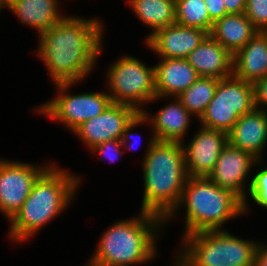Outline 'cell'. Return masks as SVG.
I'll return each mask as SVG.
<instances>
[{
    "label": "cell",
    "mask_w": 267,
    "mask_h": 266,
    "mask_svg": "<svg viewBox=\"0 0 267 266\" xmlns=\"http://www.w3.org/2000/svg\"><path fill=\"white\" fill-rule=\"evenodd\" d=\"M142 161V212L165 220L180 202L188 178L183 144L156 141L152 135Z\"/></svg>",
    "instance_id": "2"
},
{
    "label": "cell",
    "mask_w": 267,
    "mask_h": 266,
    "mask_svg": "<svg viewBox=\"0 0 267 266\" xmlns=\"http://www.w3.org/2000/svg\"><path fill=\"white\" fill-rule=\"evenodd\" d=\"M9 0H0V4H3L6 8L8 7Z\"/></svg>",
    "instance_id": "34"
},
{
    "label": "cell",
    "mask_w": 267,
    "mask_h": 266,
    "mask_svg": "<svg viewBox=\"0 0 267 266\" xmlns=\"http://www.w3.org/2000/svg\"><path fill=\"white\" fill-rule=\"evenodd\" d=\"M185 59L199 76L222 79L233 75V55L210 35Z\"/></svg>",
    "instance_id": "18"
},
{
    "label": "cell",
    "mask_w": 267,
    "mask_h": 266,
    "mask_svg": "<svg viewBox=\"0 0 267 266\" xmlns=\"http://www.w3.org/2000/svg\"><path fill=\"white\" fill-rule=\"evenodd\" d=\"M254 266H267V244L257 243Z\"/></svg>",
    "instance_id": "32"
},
{
    "label": "cell",
    "mask_w": 267,
    "mask_h": 266,
    "mask_svg": "<svg viewBox=\"0 0 267 266\" xmlns=\"http://www.w3.org/2000/svg\"><path fill=\"white\" fill-rule=\"evenodd\" d=\"M81 177L50 164L35 180L29 196L10 223L9 237L23 243L60 215L73 201Z\"/></svg>",
    "instance_id": "3"
},
{
    "label": "cell",
    "mask_w": 267,
    "mask_h": 266,
    "mask_svg": "<svg viewBox=\"0 0 267 266\" xmlns=\"http://www.w3.org/2000/svg\"><path fill=\"white\" fill-rule=\"evenodd\" d=\"M122 147L121 140H109L94 146L90 151H93L92 153H99L102 158L105 157L106 160L108 158L110 162H114L120 156V153H123Z\"/></svg>",
    "instance_id": "27"
},
{
    "label": "cell",
    "mask_w": 267,
    "mask_h": 266,
    "mask_svg": "<svg viewBox=\"0 0 267 266\" xmlns=\"http://www.w3.org/2000/svg\"><path fill=\"white\" fill-rule=\"evenodd\" d=\"M164 224L161 217L142 211L137 217L115 222L102 234L85 266H133L153 261Z\"/></svg>",
    "instance_id": "4"
},
{
    "label": "cell",
    "mask_w": 267,
    "mask_h": 266,
    "mask_svg": "<svg viewBox=\"0 0 267 266\" xmlns=\"http://www.w3.org/2000/svg\"><path fill=\"white\" fill-rule=\"evenodd\" d=\"M145 123H148V119L145 117V115L142 112L139 113L132 121H130V123L125 127V130H124L122 138H121L123 148H128L130 150H133L132 148H133V146L136 145V141L134 144V138H133V135L131 134L132 133L131 130L133 128H135L136 126H140V125H143ZM135 139H136V137H135ZM129 141H131V143ZM127 142L130 144H128Z\"/></svg>",
    "instance_id": "28"
},
{
    "label": "cell",
    "mask_w": 267,
    "mask_h": 266,
    "mask_svg": "<svg viewBox=\"0 0 267 266\" xmlns=\"http://www.w3.org/2000/svg\"><path fill=\"white\" fill-rule=\"evenodd\" d=\"M218 81L219 79L215 77L200 76L189 88L178 95L177 98L192 115L200 119L215 95Z\"/></svg>",
    "instance_id": "23"
},
{
    "label": "cell",
    "mask_w": 267,
    "mask_h": 266,
    "mask_svg": "<svg viewBox=\"0 0 267 266\" xmlns=\"http://www.w3.org/2000/svg\"><path fill=\"white\" fill-rule=\"evenodd\" d=\"M176 23L185 27L200 28L208 33L213 21L204 0H175Z\"/></svg>",
    "instance_id": "24"
},
{
    "label": "cell",
    "mask_w": 267,
    "mask_h": 266,
    "mask_svg": "<svg viewBox=\"0 0 267 266\" xmlns=\"http://www.w3.org/2000/svg\"><path fill=\"white\" fill-rule=\"evenodd\" d=\"M244 14L258 31L267 29V0H247Z\"/></svg>",
    "instance_id": "26"
},
{
    "label": "cell",
    "mask_w": 267,
    "mask_h": 266,
    "mask_svg": "<svg viewBox=\"0 0 267 266\" xmlns=\"http://www.w3.org/2000/svg\"><path fill=\"white\" fill-rule=\"evenodd\" d=\"M208 35L203 29L174 23L157 30L145 45L160 58H186Z\"/></svg>",
    "instance_id": "14"
},
{
    "label": "cell",
    "mask_w": 267,
    "mask_h": 266,
    "mask_svg": "<svg viewBox=\"0 0 267 266\" xmlns=\"http://www.w3.org/2000/svg\"><path fill=\"white\" fill-rule=\"evenodd\" d=\"M107 73L108 95L113 103L134 107L139 113L156 97L155 67H148L134 56L123 55Z\"/></svg>",
    "instance_id": "7"
},
{
    "label": "cell",
    "mask_w": 267,
    "mask_h": 266,
    "mask_svg": "<svg viewBox=\"0 0 267 266\" xmlns=\"http://www.w3.org/2000/svg\"><path fill=\"white\" fill-rule=\"evenodd\" d=\"M59 3L58 0H9L7 9L40 35L66 17L59 11Z\"/></svg>",
    "instance_id": "19"
},
{
    "label": "cell",
    "mask_w": 267,
    "mask_h": 266,
    "mask_svg": "<svg viewBox=\"0 0 267 266\" xmlns=\"http://www.w3.org/2000/svg\"><path fill=\"white\" fill-rule=\"evenodd\" d=\"M204 2L213 22L227 14L223 0H204Z\"/></svg>",
    "instance_id": "30"
},
{
    "label": "cell",
    "mask_w": 267,
    "mask_h": 266,
    "mask_svg": "<svg viewBox=\"0 0 267 266\" xmlns=\"http://www.w3.org/2000/svg\"><path fill=\"white\" fill-rule=\"evenodd\" d=\"M73 84L77 82L55 83L57 96L36 108L37 112L59 121L71 132L83 122L100 115L112 103L108 93L103 91L70 94L68 89Z\"/></svg>",
    "instance_id": "9"
},
{
    "label": "cell",
    "mask_w": 267,
    "mask_h": 266,
    "mask_svg": "<svg viewBox=\"0 0 267 266\" xmlns=\"http://www.w3.org/2000/svg\"><path fill=\"white\" fill-rule=\"evenodd\" d=\"M139 112L132 106L111 103L97 117L83 122L73 133L87 149L109 140H121L125 127Z\"/></svg>",
    "instance_id": "12"
},
{
    "label": "cell",
    "mask_w": 267,
    "mask_h": 266,
    "mask_svg": "<svg viewBox=\"0 0 267 266\" xmlns=\"http://www.w3.org/2000/svg\"><path fill=\"white\" fill-rule=\"evenodd\" d=\"M263 160H258L251 153L237 149L231 144H227L220 153L216 165L208 178L223 189H230L236 193L243 201L245 215L248 208V194L246 191L245 181L249 182L247 176L252 166H261ZM261 164V165H260Z\"/></svg>",
    "instance_id": "11"
},
{
    "label": "cell",
    "mask_w": 267,
    "mask_h": 266,
    "mask_svg": "<svg viewBox=\"0 0 267 266\" xmlns=\"http://www.w3.org/2000/svg\"><path fill=\"white\" fill-rule=\"evenodd\" d=\"M135 15L152 32L147 40L157 30L176 23L175 0H128Z\"/></svg>",
    "instance_id": "22"
},
{
    "label": "cell",
    "mask_w": 267,
    "mask_h": 266,
    "mask_svg": "<svg viewBox=\"0 0 267 266\" xmlns=\"http://www.w3.org/2000/svg\"><path fill=\"white\" fill-rule=\"evenodd\" d=\"M228 143L262 160L267 146V112L254 107L245 113L228 132Z\"/></svg>",
    "instance_id": "15"
},
{
    "label": "cell",
    "mask_w": 267,
    "mask_h": 266,
    "mask_svg": "<svg viewBox=\"0 0 267 266\" xmlns=\"http://www.w3.org/2000/svg\"><path fill=\"white\" fill-rule=\"evenodd\" d=\"M227 14H240L245 12L247 0H223Z\"/></svg>",
    "instance_id": "31"
},
{
    "label": "cell",
    "mask_w": 267,
    "mask_h": 266,
    "mask_svg": "<svg viewBox=\"0 0 267 266\" xmlns=\"http://www.w3.org/2000/svg\"><path fill=\"white\" fill-rule=\"evenodd\" d=\"M173 266H185L177 257L175 262H173Z\"/></svg>",
    "instance_id": "33"
},
{
    "label": "cell",
    "mask_w": 267,
    "mask_h": 266,
    "mask_svg": "<svg viewBox=\"0 0 267 266\" xmlns=\"http://www.w3.org/2000/svg\"><path fill=\"white\" fill-rule=\"evenodd\" d=\"M260 32L265 36L266 43H267V29H263Z\"/></svg>",
    "instance_id": "35"
},
{
    "label": "cell",
    "mask_w": 267,
    "mask_h": 266,
    "mask_svg": "<svg viewBox=\"0 0 267 266\" xmlns=\"http://www.w3.org/2000/svg\"><path fill=\"white\" fill-rule=\"evenodd\" d=\"M174 256L185 266H254L257 242L238 238L226 230L188 234Z\"/></svg>",
    "instance_id": "6"
},
{
    "label": "cell",
    "mask_w": 267,
    "mask_h": 266,
    "mask_svg": "<svg viewBox=\"0 0 267 266\" xmlns=\"http://www.w3.org/2000/svg\"><path fill=\"white\" fill-rule=\"evenodd\" d=\"M6 8L3 4H0V12L2 9Z\"/></svg>",
    "instance_id": "36"
},
{
    "label": "cell",
    "mask_w": 267,
    "mask_h": 266,
    "mask_svg": "<svg viewBox=\"0 0 267 266\" xmlns=\"http://www.w3.org/2000/svg\"><path fill=\"white\" fill-rule=\"evenodd\" d=\"M103 27L97 18L69 15L38 35L36 52L54 84L86 79L102 53Z\"/></svg>",
    "instance_id": "1"
},
{
    "label": "cell",
    "mask_w": 267,
    "mask_h": 266,
    "mask_svg": "<svg viewBox=\"0 0 267 266\" xmlns=\"http://www.w3.org/2000/svg\"><path fill=\"white\" fill-rule=\"evenodd\" d=\"M181 206L186 210L183 237L200 231L222 230L228 220L245 214L244 201L208 177L188 176L180 202L164 223L170 222Z\"/></svg>",
    "instance_id": "5"
},
{
    "label": "cell",
    "mask_w": 267,
    "mask_h": 266,
    "mask_svg": "<svg viewBox=\"0 0 267 266\" xmlns=\"http://www.w3.org/2000/svg\"><path fill=\"white\" fill-rule=\"evenodd\" d=\"M253 85L255 107L267 112V76L258 79Z\"/></svg>",
    "instance_id": "29"
},
{
    "label": "cell",
    "mask_w": 267,
    "mask_h": 266,
    "mask_svg": "<svg viewBox=\"0 0 267 266\" xmlns=\"http://www.w3.org/2000/svg\"><path fill=\"white\" fill-rule=\"evenodd\" d=\"M258 32L244 13L226 14L213 22L209 35L234 55Z\"/></svg>",
    "instance_id": "21"
},
{
    "label": "cell",
    "mask_w": 267,
    "mask_h": 266,
    "mask_svg": "<svg viewBox=\"0 0 267 266\" xmlns=\"http://www.w3.org/2000/svg\"><path fill=\"white\" fill-rule=\"evenodd\" d=\"M47 165V166H46ZM0 158V212L11 220L20 210L38 176L49 166Z\"/></svg>",
    "instance_id": "10"
},
{
    "label": "cell",
    "mask_w": 267,
    "mask_h": 266,
    "mask_svg": "<svg viewBox=\"0 0 267 266\" xmlns=\"http://www.w3.org/2000/svg\"><path fill=\"white\" fill-rule=\"evenodd\" d=\"M233 75L252 84L267 76V43L260 31L233 55Z\"/></svg>",
    "instance_id": "20"
},
{
    "label": "cell",
    "mask_w": 267,
    "mask_h": 266,
    "mask_svg": "<svg viewBox=\"0 0 267 266\" xmlns=\"http://www.w3.org/2000/svg\"><path fill=\"white\" fill-rule=\"evenodd\" d=\"M154 67L156 97L153 102L177 97L200 77L185 58H161Z\"/></svg>",
    "instance_id": "16"
},
{
    "label": "cell",
    "mask_w": 267,
    "mask_h": 266,
    "mask_svg": "<svg viewBox=\"0 0 267 266\" xmlns=\"http://www.w3.org/2000/svg\"><path fill=\"white\" fill-rule=\"evenodd\" d=\"M248 195L260 207L267 209V165L256 170L248 183Z\"/></svg>",
    "instance_id": "25"
},
{
    "label": "cell",
    "mask_w": 267,
    "mask_h": 266,
    "mask_svg": "<svg viewBox=\"0 0 267 266\" xmlns=\"http://www.w3.org/2000/svg\"><path fill=\"white\" fill-rule=\"evenodd\" d=\"M151 124L156 141L183 143L193 116L177 97L170 104L162 107L151 116L148 111L142 112Z\"/></svg>",
    "instance_id": "17"
},
{
    "label": "cell",
    "mask_w": 267,
    "mask_h": 266,
    "mask_svg": "<svg viewBox=\"0 0 267 266\" xmlns=\"http://www.w3.org/2000/svg\"><path fill=\"white\" fill-rule=\"evenodd\" d=\"M185 169L190 177H208L223 148L228 144V133L202 127L188 144L182 143Z\"/></svg>",
    "instance_id": "13"
},
{
    "label": "cell",
    "mask_w": 267,
    "mask_h": 266,
    "mask_svg": "<svg viewBox=\"0 0 267 266\" xmlns=\"http://www.w3.org/2000/svg\"><path fill=\"white\" fill-rule=\"evenodd\" d=\"M254 107V85L232 75L219 79L215 95L199 121L202 127L228 133L239 117Z\"/></svg>",
    "instance_id": "8"
}]
</instances>
